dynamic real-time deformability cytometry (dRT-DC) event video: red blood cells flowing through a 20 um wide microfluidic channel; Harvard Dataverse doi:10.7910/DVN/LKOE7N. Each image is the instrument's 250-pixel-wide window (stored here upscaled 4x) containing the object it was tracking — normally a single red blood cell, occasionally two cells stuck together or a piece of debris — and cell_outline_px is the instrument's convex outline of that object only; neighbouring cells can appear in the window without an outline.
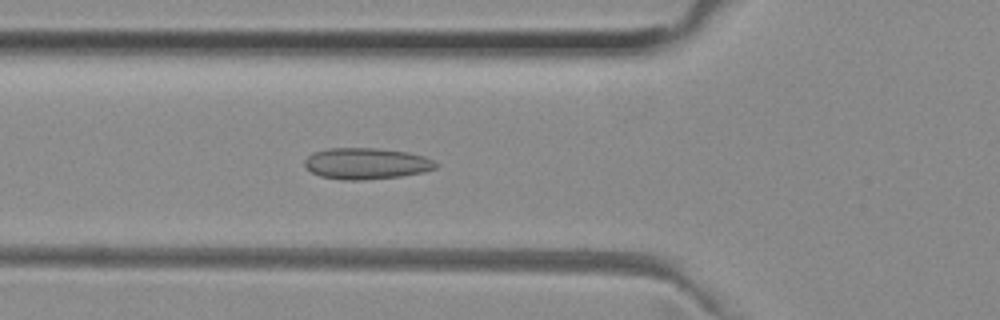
{"species": "common noctule bat (a hibernating species)", "species_latin": "Nyctalus noctula", "temperature_condition": "room temperature", "stored_images_in_passage": 51, "camera_frame_rate_fps": 3000, "um_per_image_px": 0.085, "animal": {"sex": "female", "body_mass_g": 29.2, "forearm_length_mm": 56.3}, "frame": {"image": 1, "passage_image": 18, "time_ms": 5.667, "image_size_px": [1000, 320], "cell_outline_px": [[440, 164], [436, 168], [424, 172], [400, 176], [364, 180], [340, 180], [320, 176], [312, 172], [304, 164], [304, 160], [312, 152], [328, 148], [376, 148], [408, 152], [424, 156]], "centroid_in_image_um": [31.14, 13.9], "position_along_channel_um": 94.7, "area_um2": 24.04}}
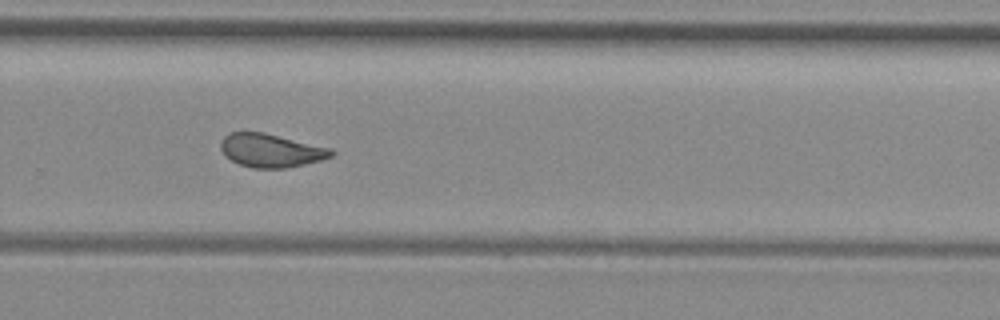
{"frame": {"image": 2, "passage_image": 34, "time_ms": 11.0, "image_size_px": [1000, 320], "cell_outline_px": [[336, 152], [332, 156], [320, 160], [288, 168], [252, 168], [240, 164], [232, 160], [220, 148], [220, 140], [228, 132], [264, 132], [332, 148]], "centroid_in_image_um": [23.04, 12.78], "position_along_channel_um": 306.8, "area_um2": 21.56}}
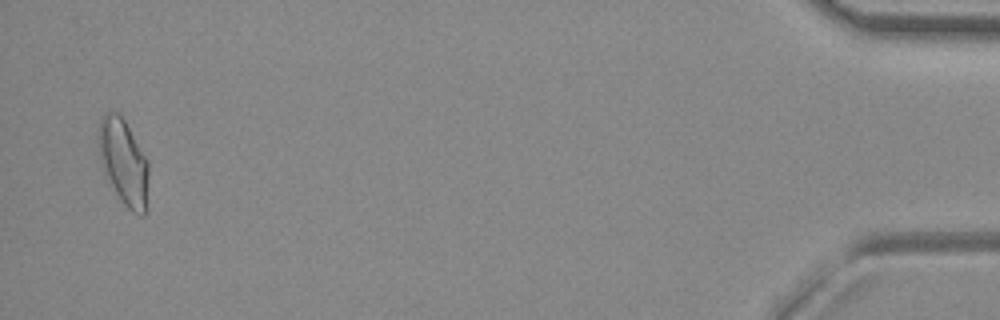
{"frame": {"image": 3, "passage_image": 50, "time_ms": 16.333, "image_size_px": [1000, 320], "cell_outline_px": [[148, 212], [144, 216], [140, 216], [132, 212], [124, 204], [104, 176], [100, 168], [100, 120], [104, 112], [112, 108], [120, 112], [148, 160]], "centroid_in_image_um": [10.53, 13.8], "position_along_channel_um": 424.7, "area_um2": 25.66}, "authors_computed_cell_mechanics": {"area_um2": 22.7154, "velocity_mm_per_s": 3.9803, "shape_relaxation_time_tau1_ms": null, "shape_relaxation_time_tau2_ms": 1.6049, "deformation_change_tau1": null, "deformation_change_tau2": 0.0707}}